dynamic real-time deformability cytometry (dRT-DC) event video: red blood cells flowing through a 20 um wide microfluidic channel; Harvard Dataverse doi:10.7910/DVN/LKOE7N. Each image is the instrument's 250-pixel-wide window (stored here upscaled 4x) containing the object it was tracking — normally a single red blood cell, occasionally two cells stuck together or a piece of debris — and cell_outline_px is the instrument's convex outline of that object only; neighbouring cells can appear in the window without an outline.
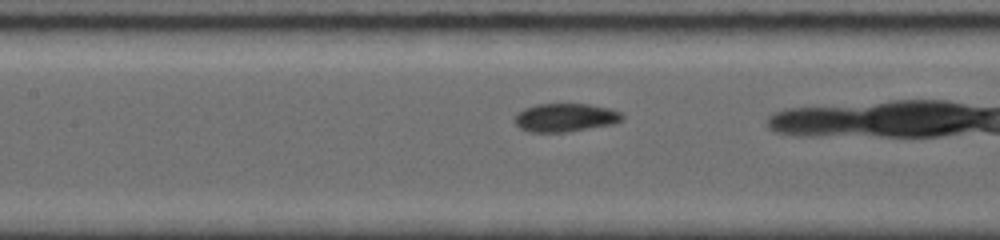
{"species": "common noctule bat (a hibernating species)", "species_latin": "Nyctalus noctula", "temperature_condition": "room temperature", "stored_images_in_passage": 17, "camera_frame_rate_fps": 5000, "um_per_image_px": 0.085, "animal": {"sex": "female", "body_mass_g": 19.0, "forearm_length_mm": 56.7}, "frame": {"image": 1, "passage_image": 8, "time_ms": 2.4, "image_size_px": [1000, 240], "cell_outline_px": [[624, 120], [612, 124], [568, 132], [528, 132], [520, 128], [512, 120], [516, 112], [524, 108], [536, 104], [588, 104], [608, 108], [620, 112], [624, 116]], "centroid_in_image_um": [48.0, 9.99], "position_along_channel_um": 159.4, "area_um2": 17.98}}